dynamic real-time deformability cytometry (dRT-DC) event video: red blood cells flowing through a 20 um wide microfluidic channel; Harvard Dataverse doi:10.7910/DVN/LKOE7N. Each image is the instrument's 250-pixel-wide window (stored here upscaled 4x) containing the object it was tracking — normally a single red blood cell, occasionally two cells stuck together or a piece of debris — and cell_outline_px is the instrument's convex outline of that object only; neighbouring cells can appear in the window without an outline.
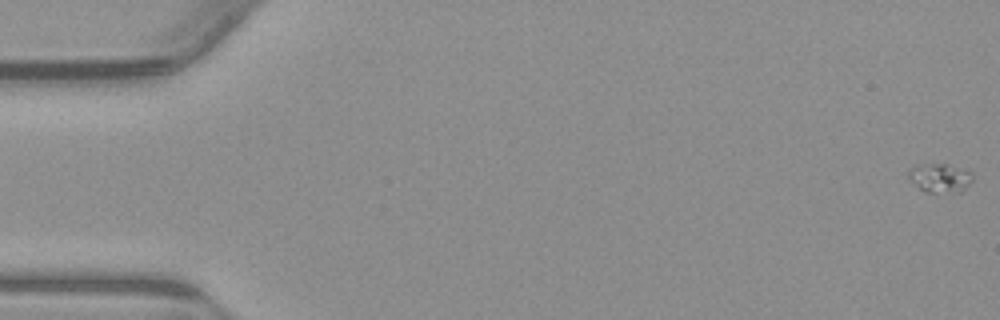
{"species": "common noctule bat (a hibernating species)", "species_latin": "Nyctalus noctula", "temperature_condition": "warm", "stored_images_in_passage": 55, "camera_frame_rate_fps": 3000, "um_per_image_px": 0.085, "animal": {"sex": "male", "body_mass_g": 23.1, "forearm_length_mm": 52.7}, "frame": {"image": 1, "passage_image": 1, "time_ms": 0.0, "image_size_px": [1000, 320], "cell_outline_px": [[972, 180], [960, 192], [936, 196], [920, 188], [908, 176], [908, 168], [916, 164], [948, 164], [968, 168], [972, 172]], "centroid_in_image_um": [79.93, 15.13], "position_along_channel_um": 5.1, "area_um2": 11.33}}
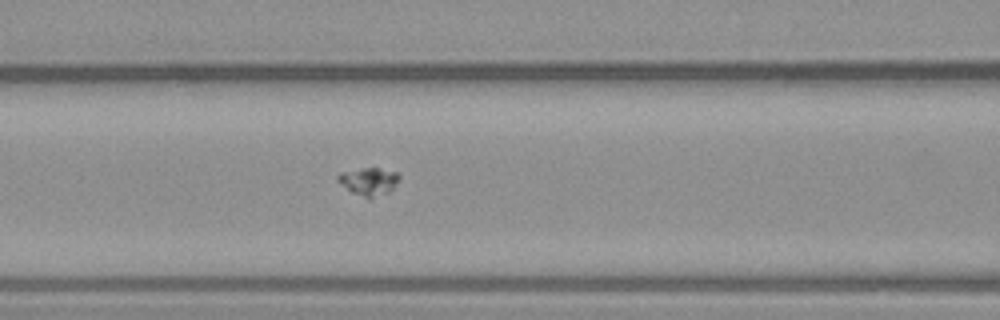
{"frame": {"image": 2, "passage_image": 24, "time_ms": 7.667, "image_size_px": [1000, 320], "cell_outline_px": [[400, 180], [388, 192], [368, 200], [352, 192], [336, 180], [336, 176], [340, 172], [364, 168], [380, 168], [396, 172], [400, 176]], "centroid_in_image_um": [31.34, 15.43], "position_along_channel_um": 135.3, "area_um2": 10.0}}